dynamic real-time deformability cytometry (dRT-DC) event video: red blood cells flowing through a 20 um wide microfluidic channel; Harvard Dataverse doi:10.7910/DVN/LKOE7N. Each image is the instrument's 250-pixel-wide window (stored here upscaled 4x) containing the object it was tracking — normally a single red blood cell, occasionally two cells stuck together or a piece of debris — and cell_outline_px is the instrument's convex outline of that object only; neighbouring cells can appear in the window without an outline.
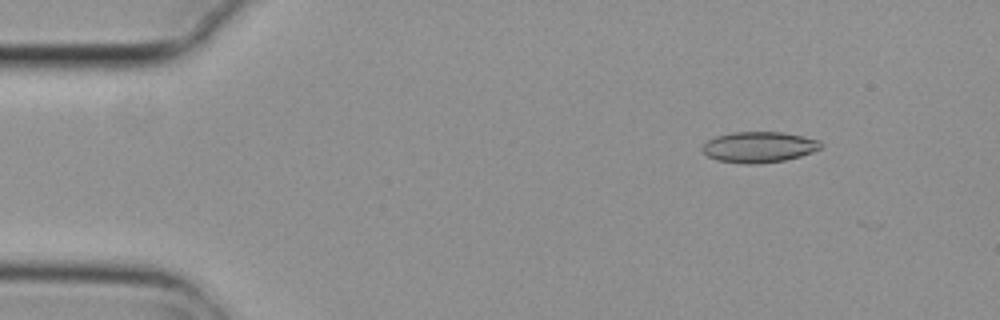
{"species": "common noctule bat (a hibernating species)", "species_latin": "Nyctalus noctula", "temperature_condition": "cold", "stored_images_in_passage": 3, "camera_frame_rate_fps": 3000, "um_per_image_px": 0.085, "animal": {"sex": "female", "body_mass_g": 29.2, "forearm_length_mm": 56.3}, "frame": {"image": 1, "passage_image": 2, "time_ms": 0.333, "image_size_px": [1000, 320], "cell_outline_px": [[824, 144], [820, 148], [812, 152], [800, 156], [784, 160], [756, 164], [744, 164], [716, 160], [708, 156], [700, 148], [708, 140], [716, 136], [732, 132], [784, 132], [820, 140]], "centroid_in_image_um": [64.51, 12.5], "position_along_channel_um": 20.5, "area_um2": 21.33}}